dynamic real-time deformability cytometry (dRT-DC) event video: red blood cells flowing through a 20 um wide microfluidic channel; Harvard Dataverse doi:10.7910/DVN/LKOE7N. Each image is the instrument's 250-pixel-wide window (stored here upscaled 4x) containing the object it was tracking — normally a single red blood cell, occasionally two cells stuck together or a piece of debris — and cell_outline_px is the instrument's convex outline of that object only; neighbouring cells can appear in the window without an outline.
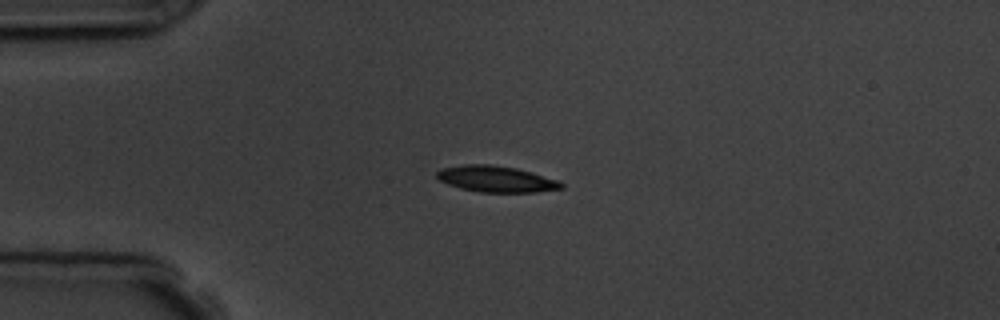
{"species": "common noctule bat (a hibernating species)", "species_latin": "Nyctalus noctula", "temperature_condition": "room temperature", "stored_images_in_passage": 14, "camera_frame_rate_fps": 3000, "um_per_image_px": 0.085, "animal": {"sex": "male", "body_mass_g": 19.5, "forearm_length_mm": 54.6}, "frame": {"image": 1, "passage_image": 3, "time_ms": 3.0, "image_size_px": [1000, 320], "cell_outline_px": [[564, 188], [536, 192], [480, 192], [460, 188], [448, 184], [440, 180], [436, 176], [436, 172], [440, 168], [464, 164], [488, 164], [516, 168], [532, 172], [560, 180], [564, 184]], "centroid_in_image_um": [42.19, 15.21], "position_along_channel_um": 42.8, "area_um2": 19.13}, "authors_computed_cell_mechanics": {"area_um2": 18.2937, "velocity_mm_per_s": 3.7791, "shape_relaxation_time_tau1_ms": 1.7965, "shape_relaxation_time_tau2_ms": null, "deformation_change_tau1": 0.1001, "deformation_change_tau2": null}}